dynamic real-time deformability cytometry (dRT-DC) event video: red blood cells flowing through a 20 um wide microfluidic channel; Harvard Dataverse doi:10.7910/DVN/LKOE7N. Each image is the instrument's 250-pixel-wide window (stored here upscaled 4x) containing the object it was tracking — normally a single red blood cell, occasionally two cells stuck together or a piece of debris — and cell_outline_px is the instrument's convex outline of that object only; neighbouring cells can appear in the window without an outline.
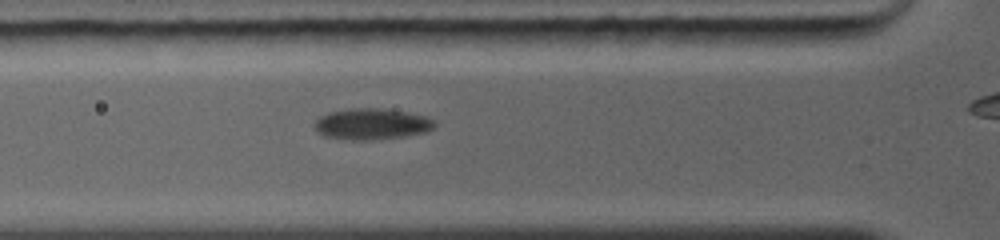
{"species": "common noctule bat (a hibernating species)", "species_latin": "Nyctalus noctula", "temperature_condition": "warm", "stored_images_in_passage": 6, "segment_of_instrument_passage": [1, 2], "camera_frame_rate_fps": 5000, "um_per_image_px": 0.085, "animal": {"sex": "female", "body_mass_g": 19.0, "forearm_length_mm": 56.7}, "frame": {"image": 1, "passage_image": 5, "time_ms": 3.4, "image_size_px": [1000, 240], "cell_outline_px": [[436, 124], [432, 128], [424, 132], [404, 136], [368, 140], [352, 140], [324, 136], [312, 124], [320, 116], [328, 112], [352, 108], [384, 108], [424, 116], [432, 120]], "centroid_in_image_um": [31.55, 10.53], "position_along_channel_um": 94.3, "area_um2": 21.5}}